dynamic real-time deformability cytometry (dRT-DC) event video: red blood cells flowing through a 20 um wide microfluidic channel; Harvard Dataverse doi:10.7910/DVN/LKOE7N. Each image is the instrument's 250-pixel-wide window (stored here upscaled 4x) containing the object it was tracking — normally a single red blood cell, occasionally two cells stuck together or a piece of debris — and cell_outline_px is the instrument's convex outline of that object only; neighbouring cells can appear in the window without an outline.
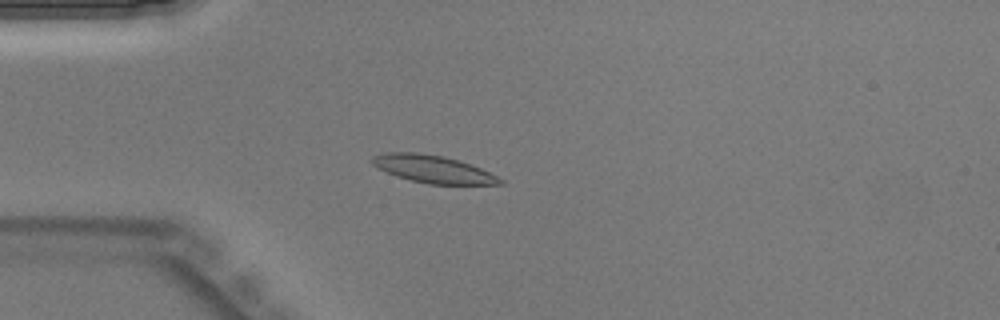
{"species": "Egyptian fruit bat (a non-hibernating species)", "species_latin": "Rousettus aegyptiacus", "temperature_condition": "warm", "stored_images_in_passage": 40, "camera_frame_rate_fps": 3000, "um_per_image_px": 0.085, "animal": {"sex": "male"}, "frame": {"image": 1, "passage_image": 12, "time_ms": 3.667, "image_size_px": [1000, 320], "cell_outline_px": [[504, 184], [428, 184], [396, 176], [372, 164], [372, 156], [388, 152], [416, 152], [444, 156], [480, 168], [504, 180]], "centroid_in_image_um": [36.8, 14.37], "position_along_channel_um": 48.2, "area_um2": 20.11}}
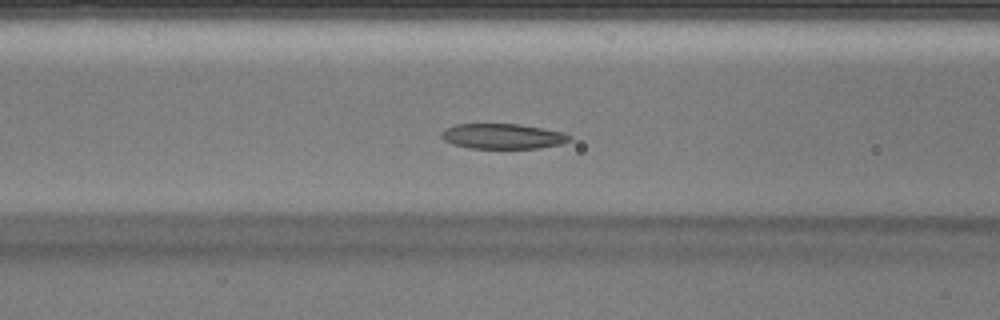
{"frame": {"image": 2, "passage_image": 18, "time_ms": 5.667, "image_size_px": [1000, 320], "cell_outline_px": [[572, 140], [560, 144], [540, 148], [468, 148], [452, 144], [444, 140], [440, 136], [440, 132], [456, 124], [520, 124], [564, 132], [572, 136]], "centroid_in_image_um": [42.75, 11.58], "position_along_channel_um": 123.9, "area_um2": 18.9}}